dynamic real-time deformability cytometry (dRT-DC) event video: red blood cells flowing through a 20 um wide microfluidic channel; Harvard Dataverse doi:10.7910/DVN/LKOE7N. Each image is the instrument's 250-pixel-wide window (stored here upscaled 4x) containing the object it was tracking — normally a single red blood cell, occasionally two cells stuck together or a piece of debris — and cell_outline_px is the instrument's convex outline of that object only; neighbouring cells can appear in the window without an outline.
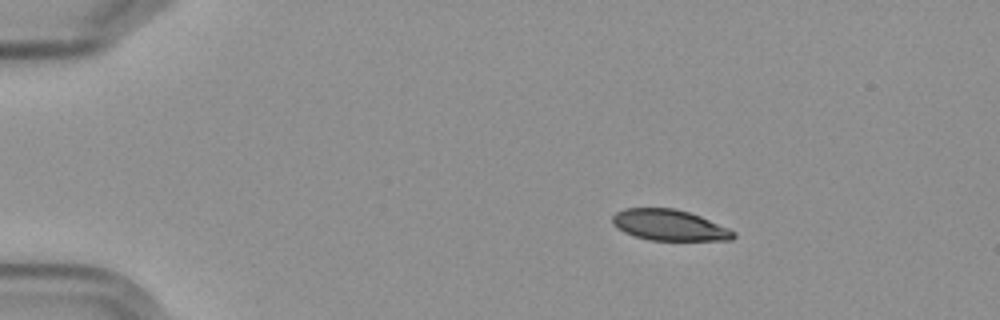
{"species": "Egyptian fruit bat (a non-hibernating species)", "species_latin": "Rousettus aegyptiacus", "temperature_condition": "cold", "stored_images_in_passage": 3, "camera_frame_rate_fps": 3000, "um_per_image_px": 0.085, "frame": {"image": 1, "passage_image": 1, "time_ms": 0.0, "image_size_px": [1000, 320], "cell_outline_px": [[736, 236], [732, 240], [648, 240], [624, 232], [616, 228], [612, 224], [612, 216], [616, 212], [624, 208], [672, 208], [688, 212], [700, 216], [728, 228], [736, 232]], "centroid_in_image_um": [56.87, 19.14], "position_along_channel_um": 28.1, "area_um2": 21.79}}